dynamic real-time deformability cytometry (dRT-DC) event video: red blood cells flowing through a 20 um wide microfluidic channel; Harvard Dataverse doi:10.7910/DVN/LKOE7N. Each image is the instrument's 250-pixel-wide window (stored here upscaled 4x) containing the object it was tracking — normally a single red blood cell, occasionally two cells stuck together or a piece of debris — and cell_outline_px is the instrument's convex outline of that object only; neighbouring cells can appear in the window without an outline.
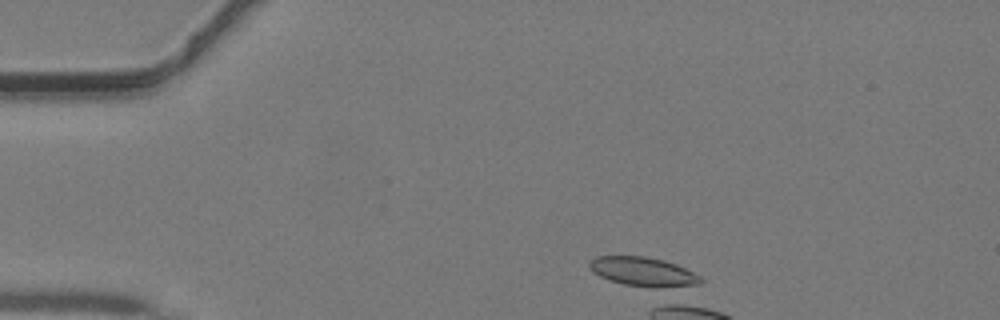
{"species": "common noctule bat (a hibernating species)", "species_latin": "Nyctalus noctula", "temperature_condition": "warm", "stored_images_in_passage": 3, "camera_frame_rate_fps": 3000, "um_per_image_px": 0.085, "animal": {"sex": "male", "body_mass_g": 19.2, "forearm_length_mm": 51.8}, "frame": {"image": 1, "passage_image": 3, "time_ms": 0.667, "image_size_px": [1000, 320], "cell_outline_px": [[704, 280], [700, 284], [680, 288], [652, 288], [624, 284], [608, 280], [592, 272], [588, 264], [596, 256], [644, 256], [664, 260], [676, 264], [700, 276]], "centroid_in_image_um": [54.71, 23.12], "position_along_channel_um": 30.3, "area_um2": 19.19}}